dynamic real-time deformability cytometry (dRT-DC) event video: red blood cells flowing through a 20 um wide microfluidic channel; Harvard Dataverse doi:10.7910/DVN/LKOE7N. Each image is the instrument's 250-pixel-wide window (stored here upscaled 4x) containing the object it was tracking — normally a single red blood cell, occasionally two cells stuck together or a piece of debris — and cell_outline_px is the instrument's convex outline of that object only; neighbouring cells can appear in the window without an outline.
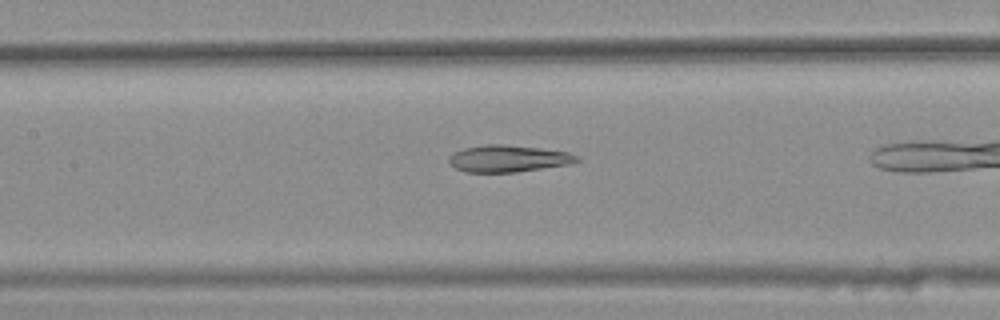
{"species": "common noctule bat (a hibernating species)", "species_latin": "Nyctalus noctula", "temperature_condition": "warm", "stored_images_in_passage": 37, "camera_frame_rate_fps": 3000, "um_per_image_px": 0.085, "animal": {"sex": "female", "body_mass_g": 25.1}, "frame": {"image": 1, "passage_image": 20, "time_ms": 6.333, "image_size_px": [1000, 320], "cell_outline_px": [[580, 160], [572, 164], [516, 172], [464, 172], [456, 168], [448, 160], [456, 152], [464, 148], [484, 144], [504, 144], [540, 148], [568, 152], [580, 156]], "centroid_in_image_um": [43.27, 13.48], "position_along_channel_um": 164.1, "area_um2": 20.0}}
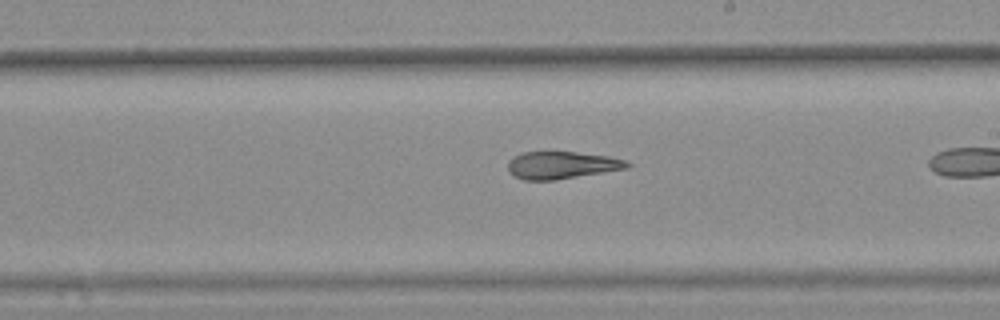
{"frame": {"image": 2, "passage_image": 26, "time_ms": 8.333, "image_size_px": [1000, 320], "cell_outline_px": [[632, 164], [628, 168], [556, 180], [524, 180], [508, 172], [508, 160], [512, 156], [524, 152], [576, 152], [608, 156], [624, 160]], "centroid_in_image_um": [47.72, 14.04], "position_along_channel_um": 241.3, "area_um2": 19.02}}
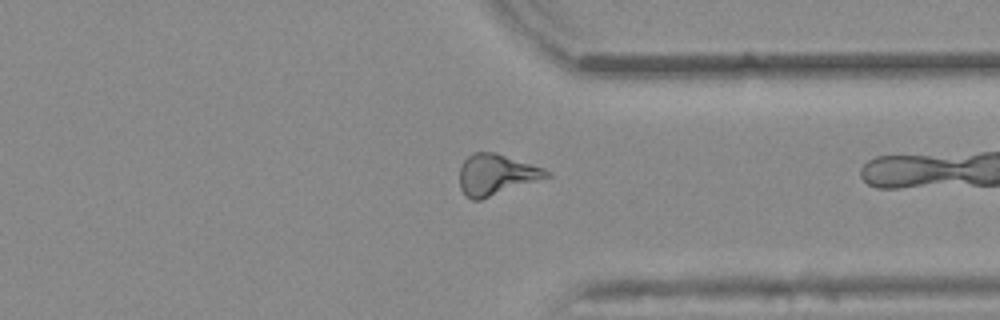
{"frame": {"image": 3, "passage_image": 36, "time_ms": 11.667, "image_size_px": [1000, 320], "cell_outline_px": [[552, 176], [480, 200], [472, 200], [464, 196], [460, 188], [460, 168], [464, 160], [472, 152], [496, 152], [544, 168], [552, 172]], "centroid_in_image_um": [42.19, 14.84], "position_along_channel_um": 369.2, "area_um2": 20.92}}